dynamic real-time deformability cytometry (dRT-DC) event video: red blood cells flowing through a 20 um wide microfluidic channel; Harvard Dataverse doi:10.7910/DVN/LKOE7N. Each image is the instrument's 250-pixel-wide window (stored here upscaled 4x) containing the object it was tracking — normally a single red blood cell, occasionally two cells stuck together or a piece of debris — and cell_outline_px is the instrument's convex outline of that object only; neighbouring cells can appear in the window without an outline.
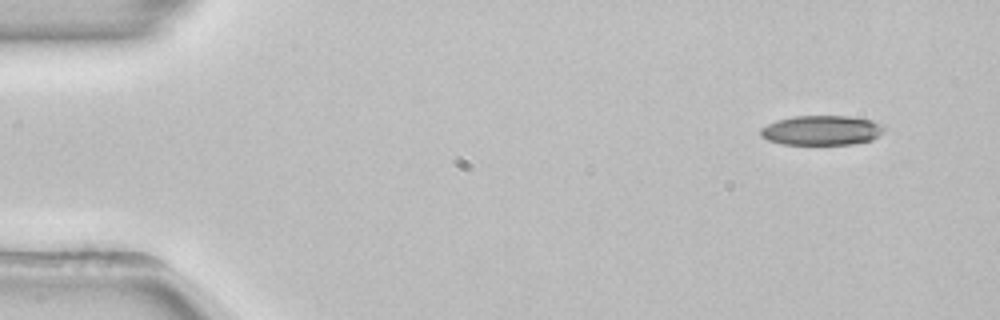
{"species": "common noctule bat (a hibernating species)", "species_latin": "Nyctalus noctula", "temperature_condition": "room temperature", "stored_images_in_passage": 10, "camera_frame_rate_fps": 3000, "um_per_image_px": 0.085, "animal": {"sex": "female", "body_mass_g": 22.7, "forearm_length_mm": 54.2}, "frame": {"image": 1, "passage_image": 1, "time_ms": 0.0, "image_size_px": [1000, 320], "cell_outline_px": [[884, 128], [872, 140], [852, 144], [780, 144], [768, 140], [760, 136], [760, 128], [776, 120], [792, 116], [848, 116], [872, 120], [884, 124]], "centroid_in_image_um": [69.8, 11.07], "position_along_channel_um": 15.2, "area_um2": 21.39}}